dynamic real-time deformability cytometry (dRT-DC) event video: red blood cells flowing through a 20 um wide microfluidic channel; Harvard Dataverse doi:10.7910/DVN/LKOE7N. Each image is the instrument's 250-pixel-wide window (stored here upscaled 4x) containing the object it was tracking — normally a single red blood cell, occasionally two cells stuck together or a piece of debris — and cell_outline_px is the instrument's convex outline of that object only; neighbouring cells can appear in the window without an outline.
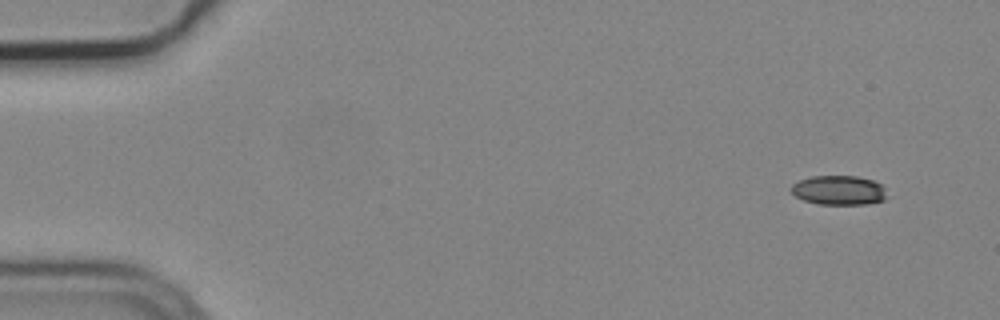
{"species": "common noctule bat (a hibernating species)", "species_latin": "Nyctalus noctula", "temperature_condition": "cold", "stored_images_in_passage": 5, "segment_of_instrument_passage": [2, 2], "camera_frame_rate_fps": 3000, "um_per_image_px": 0.085, "animal": {"sex": "male", "body_mass_g": 19.2, "forearm_length_mm": 51.8}, "frame": {"image": 1, "passage_image": 5, "time_ms": 1.333, "image_size_px": [1000, 320], "cell_outline_px": [[884, 200], [868, 204], [816, 204], [804, 200], [796, 196], [788, 188], [792, 184], [800, 180], [812, 176], [856, 176], [872, 180], [880, 184], [884, 188]], "centroid_in_image_um": [71.25, 16.17], "position_along_channel_um": 13.7, "area_um2": 16.3}}